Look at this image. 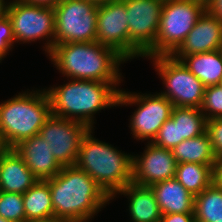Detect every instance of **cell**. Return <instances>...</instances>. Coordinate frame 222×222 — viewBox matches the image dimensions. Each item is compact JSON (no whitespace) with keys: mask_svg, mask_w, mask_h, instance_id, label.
<instances>
[{"mask_svg":"<svg viewBox=\"0 0 222 222\" xmlns=\"http://www.w3.org/2000/svg\"><path fill=\"white\" fill-rule=\"evenodd\" d=\"M49 183L54 219L65 222H89L112 200L83 170L63 166Z\"/></svg>","mask_w":222,"mask_h":222,"instance_id":"1","label":"cell"},{"mask_svg":"<svg viewBox=\"0 0 222 222\" xmlns=\"http://www.w3.org/2000/svg\"><path fill=\"white\" fill-rule=\"evenodd\" d=\"M55 68L69 79L105 83L123 81L120 65L126 60L114 49L99 42L55 44L48 55Z\"/></svg>","mask_w":222,"mask_h":222,"instance_id":"2","label":"cell"},{"mask_svg":"<svg viewBox=\"0 0 222 222\" xmlns=\"http://www.w3.org/2000/svg\"><path fill=\"white\" fill-rule=\"evenodd\" d=\"M120 83L70 79L63 85L45 89L52 115L79 121L94 128L95 114L102 109L116 107ZM94 118V119H93Z\"/></svg>","mask_w":222,"mask_h":222,"instance_id":"3","label":"cell"},{"mask_svg":"<svg viewBox=\"0 0 222 222\" xmlns=\"http://www.w3.org/2000/svg\"><path fill=\"white\" fill-rule=\"evenodd\" d=\"M93 129L84 135L76 166L85 171L111 198L132 183V155L96 139Z\"/></svg>","mask_w":222,"mask_h":222,"instance_id":"4","label":"cell"},{"mask_svg":"<svg viewBox=\"0 0 222 222\" xmlns=\"http://www.w3.org/2000/svg\"><path fill=\"white\" fill-rule=\"evenodd\" d=\"M51 114L50 100L45 88L24 91L1 102L0 147L14 148L22 140L39 134Z\"/></svg>","mask_w":222,"mask_h":222,"instance_id":"5","label":"cell"},{"mask_svg":"<svg viewBox=\"0 0 222 222\" xmlns=\"http://www.w3.org/2000/svg\"><path fill=\"white\" fill-rule=\"evenodd\" d=\"M148 58L153 60L155 71L163 81L165 89L159 92L161 95L165 96L174 107L201 108L205 86L182 61L172 55Z\"/></svg>","mask_w":222,"mask_h":222,"instance_id":"6","label":"cell"},{"mask_svg":"<svg viewBox=\"0 0 222 222\" xmlns=\"http://www.w3.org/2000/svg\"><path fill=\"white\" fill-rule=\"evenodd\" d=\"M206 8L193 0H164L155 41V56L172 55Z\"/></svg>","mask_w":222,"mask_h":222,"instance_id":"7","label":"cell"},{"mask_svg":"<svg viewBox=\"0 0 222 222\" xmlns=\"http://www.w3.org/2000/svg\"><path fill=\"white\" fill-rule=\"evenodd\" d=\"M137 106L129 122L132 138L152 142L157 136L161 126L171 117L173 104L160 93L140 94L120 90L117 106Z\"/></svg>","mask_w":222,"mask_h":222,"instance_id":"8","label":"cell"},{"mask_svg":"<svg viewBox=\"0 0 222 222\" xmlns=\"http://www.w3.org/2000/svg\"><path fill=\"white\" fill-rule=\"evenodd\" d=\"M129 28V60L155 57L164 0H123Z\"/></svg>","mask_w":222,"mask_h":222,"instance_id":"9","label":"cell"},{"mask_svg":"<svg viewBox=\"0 0 222 222\" xmlns=\"http://www.w3.org/2000/svg\"><path fill=\"white\" fill-rule=\"evenodd\" d=\"M15 44L47 40L43 49L49 54L54 46L55 8L12 0L7 8Z\"/></svg>","mask_w":222,"mask_h":222,"instance_id":"10","label":"cell"},{"mask_svg":"<svg viewBox=\"0 0 222 222\" xmlns=\"http://www.w3.org/2000/svg\"><path fill=\"white\" fill-rule=\"evenodd\" d=\"M97 8L87 0H61L55 7L54 45L97 41Z\"/></svg>","mask_w":222,"mask_h":222,"instance_id":"11","label":"cell"},{"mask_svg":"<svg viewBox=\"0 0 222 222\" xmlns=\"http://www.w3.org/2000/svg\"><path fill=\"white\" fill-rule=\"evenodd\" d=\"M89 129L79 121L51 114L39 130V135L62 166H75L81 141Z\"/></svg>","mask_w":222,"mask_h":222,"instance_id":"12","label":"cell"},{"mask_svg":"<svg viewBox=\"0 0 222 222\" xmlns=\"http://www.w3.org/2000/svg\"><path fill=\"white\" fill-rule=\"evenodd\" d=\"M97 42L110 47L129 61V28L126 5L115 0L98 5Z\"/></svg>","mask_w":222,"mask_h":222,"instance_id":"13","label":"cell"},{"mask_svg":"<svg viewBox=\"0 0 222 222\" xmlns=\"http://www.w3.org/2000/svg\"><path fill=\"white\" fill-rule=\"evenodd\" d=\"M132 183L151 186L175 178L177 160L171 149L149 142L142 155L132 156Z\"/></svg>","mask_w":222,"mask_h":222,"instance_id":"14","label":"cell"},{"mask_svg":"<svg viewBox=\"0 0 222 222\" xmlns=\"http://www.w3.org/2000/svg\"><path fill=\"white\" fill-rule=\"evenodd\" d=\"M221 47L222 21L206 9L172 55L200 54L220 50Z\"/></svg>","mask_w":222,"mask_h":222,"instance_id":"15","label":"cell"},{"mask_svg":"<svg viewBox=\"0 0 222 222\" xmlns=\"http://www.w3.org/2000/svg\"><path fill=\"white\" fill-rule=\"evenodd\" d=\"M13 149L23 158L26 166L38 180L54 177L63 167L39 134L22 140Z\"/></svg>","mask_w":222,"mask_h":222,"instance_id":"16","label":"cell"},{"mask_svg":"<svg viewBox=\"0 0 222 222\" xmlns=\"http://www.w3.org/2000/svg\"><path fill=\"white\" fill-rule=\"evenodd\" d=\"M38 181L13 148H0V191L23 194Z\"/></svg>","mask_w":222,"mask_h":222,"instance_id":"17","label":"cell"},{"mask_svg":"<svg viewBox=\"0 0 222 222\" xmlns=\"http://www.w3.org/2000/svg\"><path fill=\"white\" fill-rule=\"evenodd\" d=\"M155 194L161 214L194 213V195L175 178L150 186Z\"/></svg>","mask_w":222,"mask_h":222,"instance_id":"18","label":"cell"},{"mask_svg":"<svg viewBox=\"0 0 222 222\" xmlns=\"http://www.w3.org/2000/svg\"><path fill=\"white\" fill-rule=\"evenodd\" d=\"M118 194L128 198V210L132 222H160L162 214L150 186L130 183L116 195Z\"/></svg>","mask_w":222,"mask_h":222,"instance_id":"19","label":"cell"},{"mask_svg":"<svg viewBox=\"0 0 222 222\" xmlns=\"http://www.w3.org/2000/svg\"><path fill=\"white\" fill-rule=\"evenodd\" d=\"M182 61L205 87L218 85L222 79V53L220 50L193 55H172Z\"/></svg>","mask_w":222,"mask_h":222,"instance_id":"20","label":"cell"},{"mask_svg":"<svg viewBox=\"0 0 222 222\" xmlns=\"http://www.w3.org/2000/svg\"><path fill=\"white\" fill-rule=\"evenodd\" d=\"M23 205L26 222L54 219V210L49 183L39 180L23 193Z\"/></svg>","mask_w":222,"mask_h":222,"instance_id":"21","label":"cell"},{"mask_svg":"<svg viewBox=\"0 0 222 222\" xmlns=\"http://www.w3.org/2000/svg\"><path fill=\"white\" fill-rule=\"evenodd\" d=\"M177 163H198L215 165L217 158L213 152L207 131L197 137L182 141L172 149Z\"/></svg>","mask_w":222,"mask_h":222,"instance_id":"22","label":"cell"},{"mask_svg":"<svg viewBox=\"0 0 222 222\" xmlns=\"http://www.w3.org/2000/svg\"><path fill=\"white\" fill-rule=\"evenodd\" d=\"M214 166L198 163H180L177 164L175 179L187 191L196 196L214 181Z\"/></svg>","mask_w":222,"mask_h":222,"instance_id":"23","label":"cell"},{"mask_svg":"<svg viewBox=\"0 0 222 222\" xmlns=\"http://www.w3.org/2000/svg\"><path fill=\"white\" fill-rule=\"evenodd\" d=\"M196 222H222V188L214 181L194 197Z\"/></svg>","mask_w":222,"mask_h":222,"instance_id":"24","label":"cell"},{"mask_svg":"<svg viewBox=\"0 0 222 222\" xmlns=\"http://www.w3.org/2000/svg\"><path fill=\"white\" fill-rule=\"evenodd\" d=\"M179 121L180 139L197 137L207 130V119L201 109L194 107H173L171 117Z\"/></svg>","mask_w":222,"mask_h":222,"instance_id":"25","label":"cell"},{"mask_svg":"<svg viewBox=\"0 0 222 222\" xmlns=\"http://www.w3.org/2000/svg\"><path fill=\"white\" fill-rule=\"evenodd\" d=\"M0 216L11 222H26L23 194L0 191Z\"/></svg>","mask_w":222,"mask_h":222,"instance_id":"26","label":"cell"},{"mask_svg":"<svg viewBox=\"0 0 222 222\" xmlns=\"http://www.w3.org/2000/svg\"><path fill=\"white\" fill-rule=\"evenodd\" d=\"M201 112L207 120L222 118V86L205 87Z\"/></svg>","mask_w":222,"mask_h":222,"instance_id":"27","label":"cell"},{"mask_svg":"<svg viewBox=\"0 0 222 222\" xmlns=\"http://www.w3.org/2000/svg\"><path fill=\"white\" fill-rule=\"evenodd\" d=\"M182 141L184 140L180 139L179 121H173L171 118H169L161 126L157 136L152 141V143L157 146L172 150Z\"/></svg>","mask_w":222,"mask_h":222,"instance_id":"28","label":"cell"},{"mask_svg":"<svg viewBox=\"0 0 222 222\" xmlns=\"http://www.w3.org/2000/svg\"><path fill=\"white\" fill-rule=\"evenodd\" d=\"M206 131L210 136L212 149L216 158H222V118L207 120Z\"/></svg>","mask_w":222,"mask_h":222,"instance_id":"29","label":"cell"},{"mask_svg":"<svg viewBox=\"0 0 222 222\" xmlns=\"http://www.w3.org/2000/svg\"><path fill=\"white\" fill-rule=\"evenodd\" d=\"M15 44L13 28L8 16L0 19V55L6 57Z\"/></svg>","mask_w":222,"mask_h":222,"instance_id":"30","label":"cell"},{"mask_svg":"<svg viewBox=\"0 0 222 222\" xmlns=\"http://www.w3.org/2000/svg\"><path fill=\"white\" fill-rule=\"evenodd\" d=\"M160 222H196L194 213H169L161 215Z\"/></svg>","mask_w":222,"mask_h":222,"instance_id":"31","label":"cell"},{"mask_svg":"<svg viewBox=\"0 0 222 222\" xmlns=\"http://www.w3.org/2000/svg\"><path fill=\"white\" fill-rule=\"evenodd\" d=\"M17 1L25 2V3L33 4V5L53 7V8H55L61 2V0H17Z\"/></svg>","mask_w":222,"mask_h":222,"instance_id":"32","label":"cell"},{"mask_svg":"<svg viewBox=\"0 0 222 222\" xmlns=\"http://www.w3.org/2000/svg\"><path fill=\"white\" fill-rule=\"evenodd\" d=\"M214 172V182L222 188V158L217 159L213 169Z\"/></svg>","mask_w":222,"mask_h":222,"instance_id":"33","label":"cell"},{"mask_svg":"<svg viewBox=\"0 0 222 222\" xmlns=\"http://www.w3.org/2000/svg\"><path fill=\"white\" fill-rule=\"evenodd\" d=\"M208 10L222 21V0H215Z\"/></svg>","mask_w":222,"mask_h":222,"instance_id":"34","label":"cell"},{"mask_svg":"<svg viewBox=\"0 0 222 222\" xmlns=\"http://www.w3.org/2000/svg\"><path fill=\"white\" fill-rule=\"evenodd\" d=\"M8 5H9V1L5 2V0H0V19L7 15Z\"/></svg>","mask_w":222,"mask_h":222,"instance_id":"35","label":"cell"},{"mask_svg":"<svg viewBox=\"0 0 222 222\" xmlns=\"http://www.w3.org/2000/svg\"><path fill=\"white\" fill-rule=\"evenodd\" d=\"M208 9L215 0H193Z\"/></svg>","mask_w":222,"mask_h":222,"instance_id":"36","label":"cell"},{"mask_svg":"<svg viewBox=\"0 0 222 222\" xmlns=\"http://www.w3.org/2000/svg\"><path fill=\"white\" fill-rule=\"evenodd\" d=\"M87 1L93 2L97 5H100L102 3L111 2V1H115V0H87Z\"/></svg>","mask_w":222,"mask_h":222,"instance_id":"37","label":"cell"},{"mask_svg":"<svg viewBox=\"0 0 222 222\" xmlns=\"http://www.w3.org/2000/svg\"><path fill=\"white\" fill-rule=\"evenodd\" d=\"M34 222H65V221L57 220V219H50V220H46V221H34Z\"/></svg>","mask_w":222,"mask_h":222,"instance_id":"38","label":"cell"},{"mask_svg":"<svg viewBox=\"0 0 222 222\" xmlns=\"http://www.w3.org/2000/svg\"><path fill=\"white\" fill-rule=\"evenodd\" d=\"M0 222H11V221L4 219L3 217L0 216Z\"/></svg>","mask_w":222,"mask_h":222,"instance_id":"39","label":"cell"},{"mask_svg":"<svg viewBox=\"0 0 222 222\" xmlns=\"http://www.w3.org/2000/svg\"><path fill=\"white\" fill-rule=\"evenodd\" d=\"M2 60H4V57H2V56L0 55V63H1Z\"/></svg>","mask_w":222,"mask_h":222,"instance_id":"40","label":"cell"}]
</instances>
